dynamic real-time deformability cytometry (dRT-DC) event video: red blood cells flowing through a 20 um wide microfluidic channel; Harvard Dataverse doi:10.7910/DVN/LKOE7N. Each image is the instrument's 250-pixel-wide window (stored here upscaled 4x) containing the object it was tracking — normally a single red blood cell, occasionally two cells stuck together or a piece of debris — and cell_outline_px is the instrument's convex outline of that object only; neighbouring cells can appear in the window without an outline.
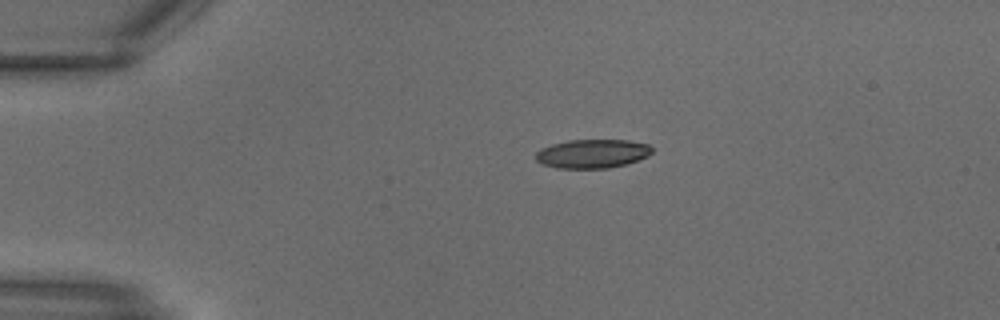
{"species": "common noctule bat (a hibernating species)", "species_latin": "Nyctalus noctula", "temperature_condition": "warm", "stored_images_in_passage": 13, "camera_frame_rate_fps": 3000, "um_per_image_px": 0.085, "animal": {"sex": "male", "body_mass_g": 18.8}, "frame": {"image": 1, "passage_image": 1, "time_ms": 0.0, "image_size_px": [1000, 320], "cell_outline_px": [[652, 152], [648, 156], [624, 164], [608, 168], [556, 168], [540, 164], [536, 160], [536, 152], [540, 148], [552, 144], [568, 140], [628, 140], [648, 144], [652, 148]], "centroid_in_image_um": [50.31, 13.06], "position_along_channel_um": 34.7, "area_um2": 19.54}}
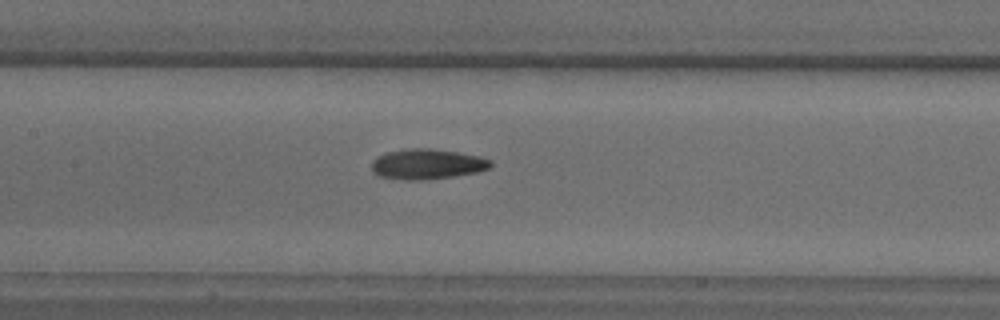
{"frame": {"image": 2, "passage_image": 9, "time_ms": 2.667, "image_size_px": [1000, 320], "cell_outline_px": [[492, 164], [488, 168], [476, 172], [452, 176], [424, 180], [404, 180], [380, 176], [372, 172], [372, 160], [376, 156], [388, 152], [408, 148], [428, 148], [456, 152], [480, 156], [492, 160]], "centroid_in_image_um": [36.28, 13.94], "position_along_channel_um": 171.1, "area_um2": 20.92}}
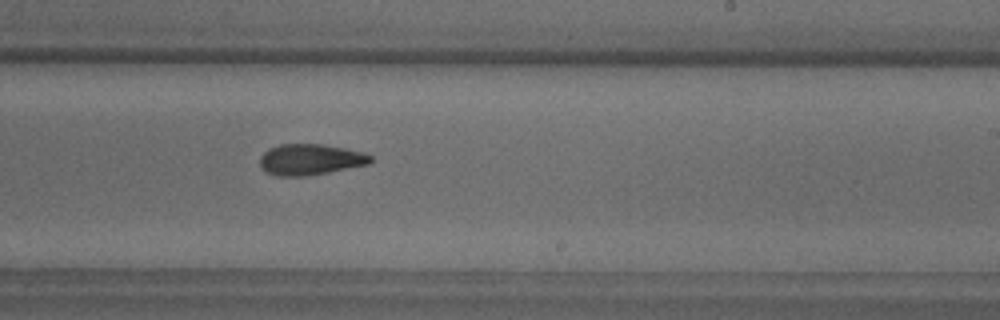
{"frame": {"image": 3, "passage_image": 13, "time_ms": 4.0, "image_size_px": [1000, 320], "cell_outline_px": [[372, 160], [368, 164], [328, 172], [304, 176], [276, 176], [264, 172], [260, 168], [260, 156], [268, 148], [280, 144], [324, 144], [364, 152], [372, 156]], "centroid_in_image_um": [26.33, 13.55], "position_along_channel_um": 262.7, "area_um2": 20.11}}